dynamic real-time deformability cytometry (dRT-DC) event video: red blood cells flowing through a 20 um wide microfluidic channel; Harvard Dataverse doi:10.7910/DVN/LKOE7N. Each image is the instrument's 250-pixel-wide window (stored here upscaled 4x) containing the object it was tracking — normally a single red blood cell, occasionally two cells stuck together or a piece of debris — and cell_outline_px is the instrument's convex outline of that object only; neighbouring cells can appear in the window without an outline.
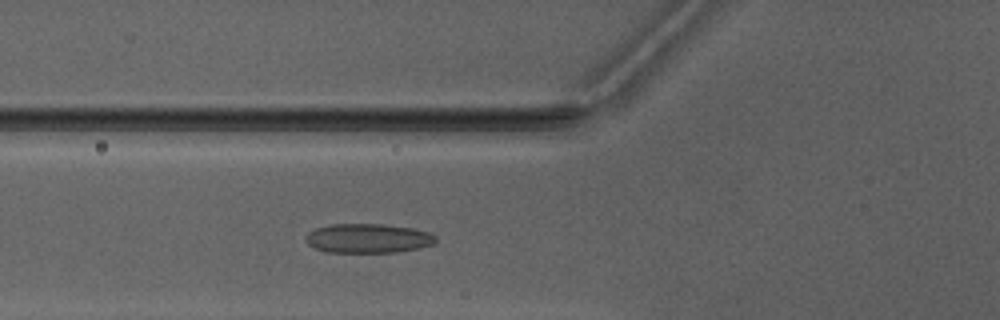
{"species": "Egyptian fruit bat (a non-hibernating species)", "species_latin": "Rousettus aegyptiacus", "temperature_condition": "warm", "stored_images_in_passage": 6, "camera_frame_rate_fps": 3000, "um_per_image_px": 0.085, "animal": {"sex": "male"}, "frame": {"image": 1, "passage_image": 5, "time_ms": 4.667, "image_size_px": [1000, 320], "cell_outline_px": [[436, 240], [432, 244], [420, 248], [396, 252], [328, 252], [316, 248], [308, 244], [304, 240], [304, 236], [308, 232], [316, 228], [332, 224], [384, 224], [412, 228], [428, 232], [436, 236]], "centroid_in_image_um": [31.26, 20.25], "position_along_channel_um": 94.5, "area_um2": 22.2}}